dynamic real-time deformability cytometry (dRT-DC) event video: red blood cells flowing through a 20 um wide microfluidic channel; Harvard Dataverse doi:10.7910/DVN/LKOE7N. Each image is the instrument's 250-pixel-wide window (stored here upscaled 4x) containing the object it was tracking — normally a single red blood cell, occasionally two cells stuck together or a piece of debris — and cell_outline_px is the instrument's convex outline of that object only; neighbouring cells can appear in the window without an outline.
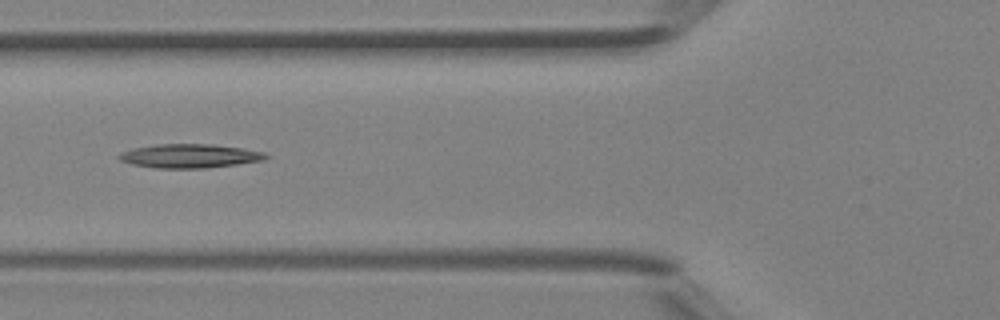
{"species": "Egyptian fruit bat (a non-hibernating species)", "species_latin": "Rousettus aegyptiacus", "temperature_condition": "room temperature", "stored_images_in_passage": 4, "camera_frame_rate_fps": 3000, "um_per_image_px": 0.085, "animal": {"sex": "female"}, "frame": {"image": 1, "passage_image": 4, "time_ms": 1.0, "image_size_px": [1000, 320], "cell_outline_px": [[272, 156], [264, 160], [236, 164], [204, 168], [156, 168], [132, 164], [120, 160], [116, 156], [120, 152], [132, 148], [156, 144], [212, 144], [244, 148], [264, 152]], "centroid_in_image_um": [16.12, 13.25], "position_along_channel_um": 109.7, "area_um2": 20.58}}